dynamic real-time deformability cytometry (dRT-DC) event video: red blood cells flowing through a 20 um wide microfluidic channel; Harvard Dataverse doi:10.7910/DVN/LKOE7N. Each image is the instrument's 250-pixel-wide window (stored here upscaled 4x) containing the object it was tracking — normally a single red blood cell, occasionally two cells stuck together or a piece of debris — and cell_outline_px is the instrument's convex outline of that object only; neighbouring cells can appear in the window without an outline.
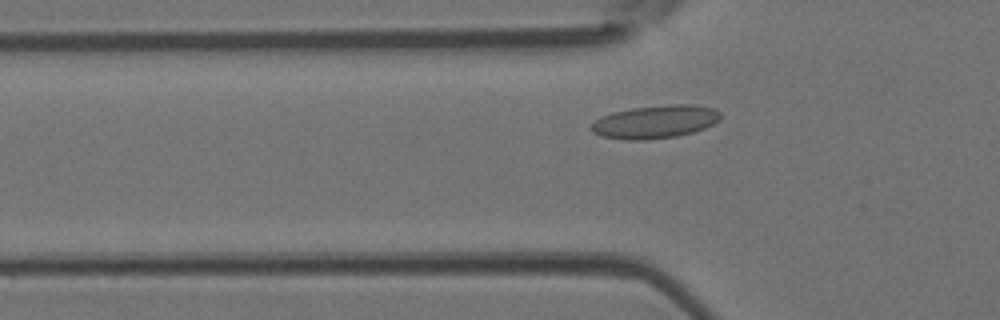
{"species": "Egyptian fruit bat (a non-hibernating species)", "species_latin": "Rousettus aegyptiacus", "temperature_condition": "room temperature", "stored_images_in_passage": 44, "camera_frame_rate_fps": 3000, "um_per_image_px": 0.085, "animal": {"sex": "female"}, "frame": {"image": 1, "passage_image": 10, "time_ms": 3.0, "image_size_px": [1000, 320], "cell_outline_px": [[720, 120], [704, 128], [692, 132], [676, 136], [644, 140], [628, 140], [600, 136], [592, 132], [588, 128], [600, 116], [612, 112], [632, 108], [668, 104], [692, 104], [716, 108], [720, 112]], "centroid_in_image_um": [55.67, 10.34], "position_along_channel_um": 70.1, "area_um2": 25.09}}
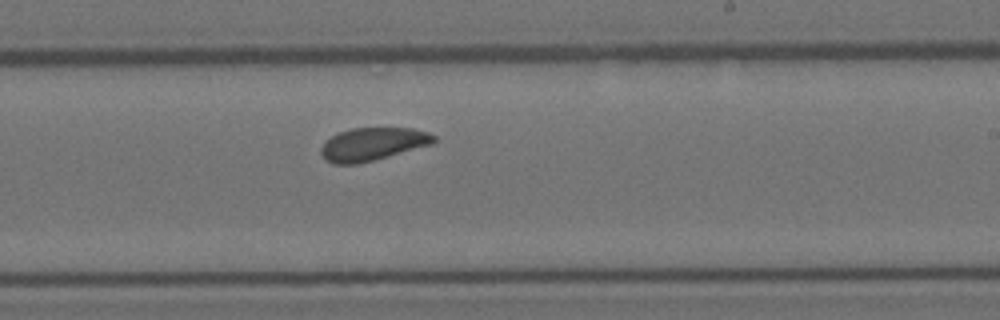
{"frame": {"image": 2, "passage_image": 24, "time_ms": 7.667, "image_size_px": [1000, 320], "cell_outline_px": [[436, 140], [432, 144], [372, 160], [356, 164], [332, 164], [324, 160], [320, 152], [320, 148], [324, 140], [340, 132], [352, 128], [412, 128], [428, 132], [436, 136]], "centroid_in_image_um": [31.63, 12.24], "position_along_channel_um": 257.4, "area_um2": 21.62}}
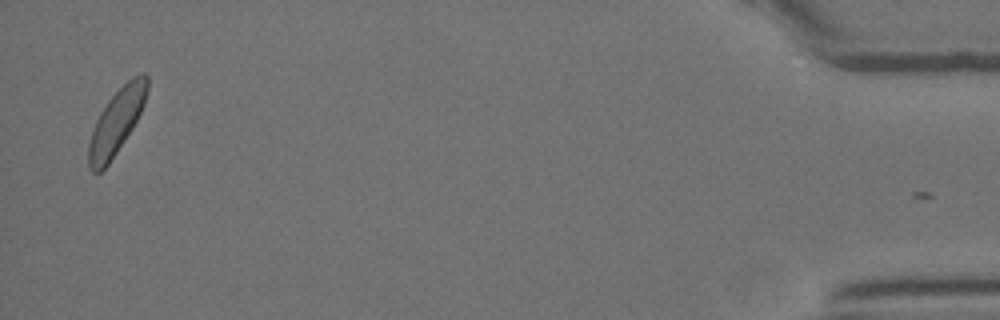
{"frame": {"image": 3, "passage_image": 43, "time_ms": 14.0, "image_size_px": [1000, 320], "cell_outline_px": [[148, 88], [144, 104], [132, 128], [108, 164], [100, 172], [92, 172], [88, 168], [88, 144], [96, 120], [100, 112], [108, 100], [132, 76], [144, 72], [148, 76]], "centroid_in_image_um": [9.89, 10.33], "position_along_channel_um": 425.3, "area_um2": 21.79}, "authors_computed_cell_mechanics": {"area_um2": 22.1952, "velocity_mm_per_s": 4.0077, "shape_relaxation_time_tau1_ms": 1.9461, "shape_relaxation_time_tau2_ms": null, "deformation_change_tau1": 0.0598, "deformation_change_tau2": null}}